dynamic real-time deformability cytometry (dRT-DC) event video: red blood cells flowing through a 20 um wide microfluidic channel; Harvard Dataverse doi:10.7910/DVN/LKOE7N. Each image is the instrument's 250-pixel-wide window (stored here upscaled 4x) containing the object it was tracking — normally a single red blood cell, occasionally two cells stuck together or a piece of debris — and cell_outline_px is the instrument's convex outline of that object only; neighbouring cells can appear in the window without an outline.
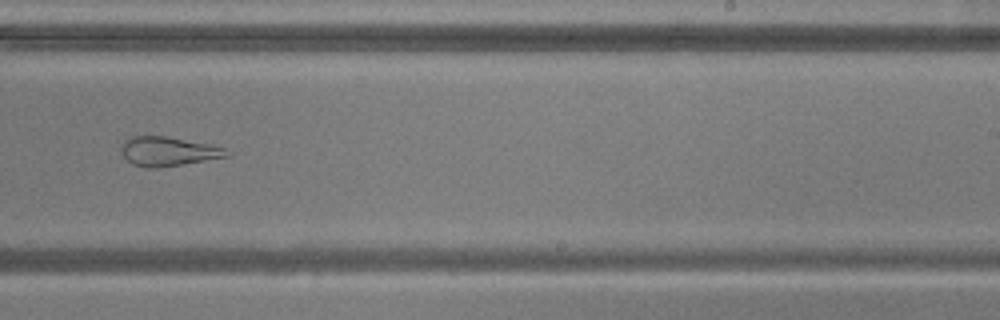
{"species": "common noctule bat (a hibernating species)", "species_latin": "Nyctalus noctula", "temperature_condition": "warm", "stored_images_in_passage": 51, "camera_frame_rate_fps": 3000, "um_per_image_px": 0.085, "animal": {"sex": "male", "body_mass_g": 20.5, "forearm_length_mm": 52.5}, "frame": {"image": 1, "passage_image": 31, "time_ms": 10.0, "image_size_px": [1000, 320], "cell_outline_px": [[232, 152], [228, 156], [160, 168], [148, 168], [132, 164], [120, 152], [120, 144], [128, 136], [164, 136], [212, 144], [224, 148]], "centroid_in_image_um": [14.26, 12.86], "position_along_channel_um": 274.7, "area_um2": 18.15}}
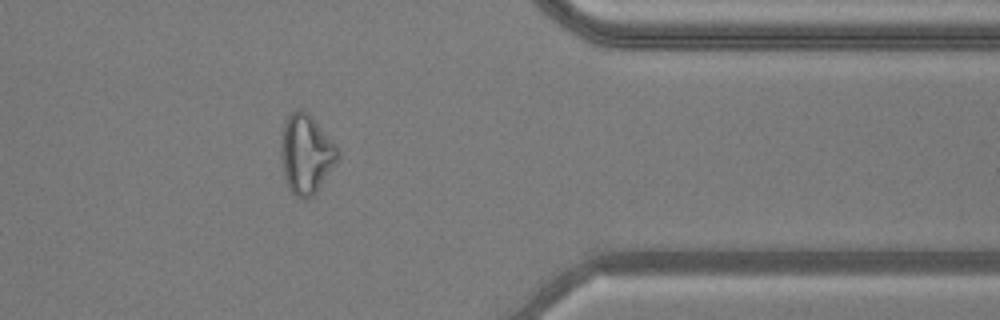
{"frame": {"image": 2, "passage_image": 41, "time_ms": 13.333, "image_size_px": [1000, 320], "cell_outline_px": [[340, 156], [316, 192], [312, 196], [304, 200], [296, 196], [288, 188], [284, 176], [280, 144], [284, 124], [288, 116], [292, 112], [300, 108], [308, 112], [312, 116], [336, 144], [340, 152]], "centroid_in_image_um": [26.03, 13.08], "position_along_channel_um": 385.4, "area_um2": 26.18}}
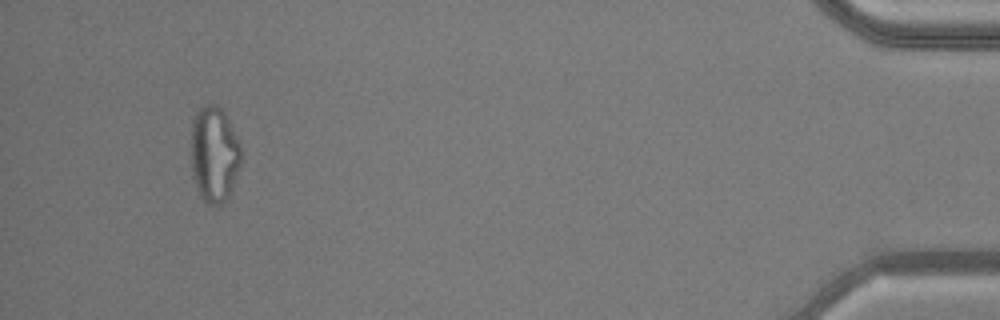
{"frame": {"image": 3, "passage_image": 48, "time_ms": 15.667, "image_size_px": [1000, 320], "cell_outline_px": [[240, 164], [228, 196], [220, 204], [208, 204], [200, 196], [196, 188], [192, 176], [192, 120], [196, 112], [204, 104], [216, 104], [224, 112], [240, 140]], "centroid_in_image_um": [18.2, 13.08], "position_along_channel_um": 417.0, "area_um2": 27.8}, "authors_computed_cell_mechanics": {"area_um2": 26.299, "velocity_mm_per_s": 3.8736, "shape_relaxation_time_tau1_ms": null, "shape_relaxation_time_tau2_ms": 2.5983, "deformation_change_tau1": null, "deformation_change_tau2": 0.1146}}